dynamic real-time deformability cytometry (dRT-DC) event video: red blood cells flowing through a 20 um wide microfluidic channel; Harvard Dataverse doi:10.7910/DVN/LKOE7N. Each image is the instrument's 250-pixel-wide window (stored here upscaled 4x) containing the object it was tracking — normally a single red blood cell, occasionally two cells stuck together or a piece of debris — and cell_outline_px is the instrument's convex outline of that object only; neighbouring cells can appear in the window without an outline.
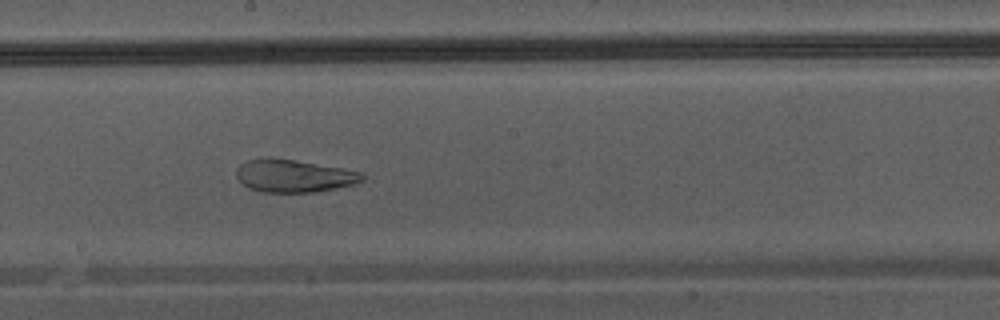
{"species": "Egyptian fruit bat (a non-hibernating species)", "species_latin": "Rousettus aegyptiacus", "temperature_condition": "warm", "stored_images_in_passage": 47, "camera_frame_rate_fps": 3000, "um_per_image_px": 0.085, "animal": {"sex": "male"}, "frame": {"image": 1, "passage_image": 27, "time_ms": 8.667, "image_size_px": [1000, 320], "cell_outline_px": [[364, 180], [352, 184], [336, 188], [312, 192], [260, 192], [248, 188], [236, 176], [236, 168], [240, 164], [248, 160], [268, 156], [296, 160], [364, 172]], "centroid_in_image_um": [24.95, 14.93], "position_along_channel_um": 223.3, "area_um2": 24.1}}
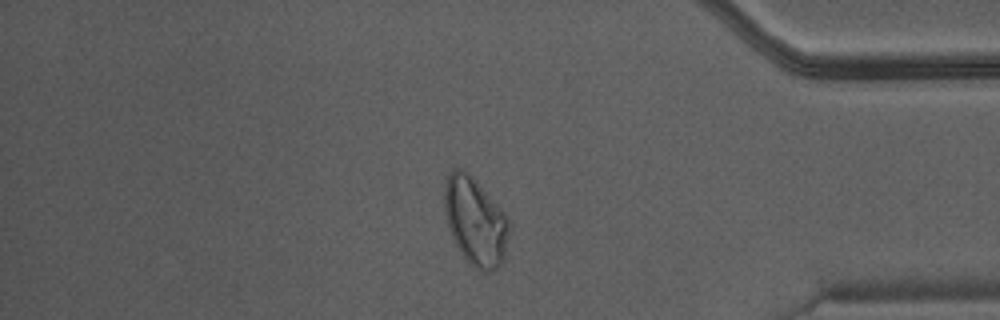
{"frame": {"image": 2, "passage_image": 40, "time_ms": 13.0, "image_size_px": [1000, 320], "cell_outline_px": [[512, 224], [504, 260], [496, 268], [488, 272], [480, 272], [472, 268], [460, 252], [448, 228], [444, 212], [444, 184], [448, 172], [452, 168], [464, 168], [472, 176], [500, 208]], "centroid_in_image_um": [40.39, 18.83], "position_along_channel_um": 394.8, "area_um2": 33.76}}
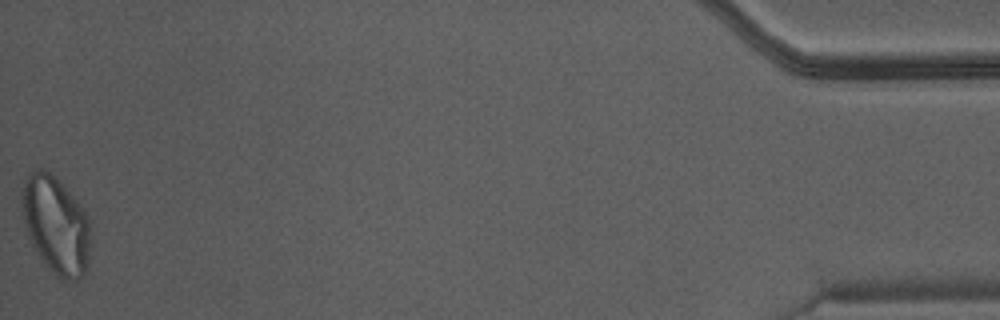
{"frame": {"image": 3, "passage_image": 47, "time_ms": 15.333, "image_size_px": [1000, 320], "cell_outline_px": [[88, 268], [84, 276], [76, 280], [64, 280], [56, 276], [48, 268], [32, 244], [24, 220], [20, 200], [20, 192], [24, 180], [32, 172], [40, 168], [44, 168], [60, 180], [84, 208], [88, 216]], "centroid_in_image_um": [4.74, 19.09], "position_along_channel_um": 430.5, "area_um2": 38.96}}